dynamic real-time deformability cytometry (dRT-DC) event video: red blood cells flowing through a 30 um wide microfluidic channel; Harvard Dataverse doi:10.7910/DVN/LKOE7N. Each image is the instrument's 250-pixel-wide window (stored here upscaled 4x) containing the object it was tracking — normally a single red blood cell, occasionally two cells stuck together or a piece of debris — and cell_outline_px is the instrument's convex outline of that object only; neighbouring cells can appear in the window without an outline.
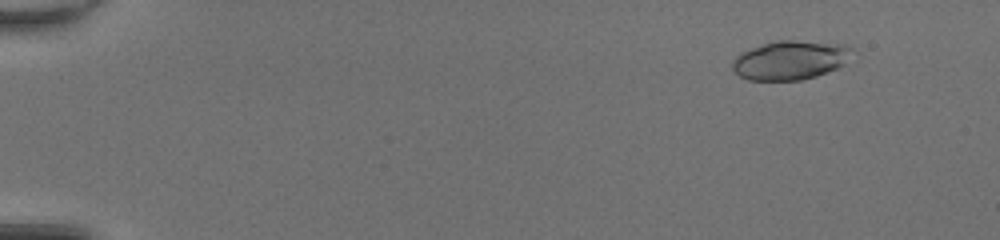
{"species": "common noctule bat (a hibernating species)", "species_latin": "Nyctalus noctula", "temperature_condition": "room temperature", "stored_images_in_passage": 51, "camera_frame_rate_fps": 3000, "um_per_image_px": 0.085, "animal": {"sex": "female", "body_mass_g": 20.0, "forearm_length_mm": 54.0}, "frame": {"image": 1, "passage_image": 6, "time_ms": 1.667, "image_size_px": [1000, 240], "cell_outline_px": [[852, 48], [844, 64], [836, 68], [816, 76], [800, 80], [748, 80], [740, 76], [732, 68], [732, 60], [740, 52], [776, 40], [796, 40], [844, 44]], "centroid_in_image_um": [67.13, 5.11], "position_along_channel_um": 17.9, "area_um2": 26.99}}
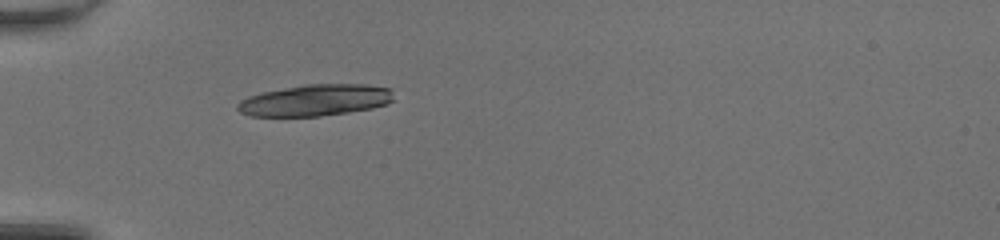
{"frame": {"image": 2, "passage_image": 18, "time_ms": 5.667, "image_size_px": [1000, 240], "cell_outline_px": [[392, 100], [388, 104], [372, 108], [348, 112], [320, 116], [252, 116], [240, 112], [236, 108], [236, 104], [240, 100], [248, 96], [260, 92], [304, 84], [368, 84], [392, 88]], "centroid_in_image_um": [26.79, 8.51], "position_along_channel_um": 58.2, "area_um2": 28.9}}